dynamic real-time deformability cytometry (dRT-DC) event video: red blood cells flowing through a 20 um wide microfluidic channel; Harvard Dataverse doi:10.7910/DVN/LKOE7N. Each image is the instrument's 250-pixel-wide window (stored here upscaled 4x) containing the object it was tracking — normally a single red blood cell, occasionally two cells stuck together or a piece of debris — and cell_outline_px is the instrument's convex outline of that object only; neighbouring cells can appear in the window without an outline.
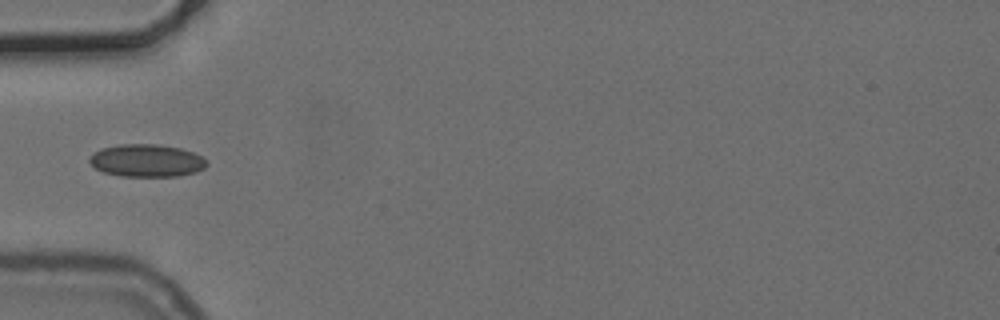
{"species": "common noctule bat (a hibernating species)", "species_latin": "Nyctalus noctula", "temperature_condition": "cold", "stored_images_in_passage": 37, "camera_frame_rate_fps": 3000, "um_per_image_px": 0.085, "animal": {"sex": "female", "body_mass_g": 24.6, "forearm_length_mm": 56.2}, "frame": {"image": 1, "passage_image": 1, "time_ms": 0.0, "image_size_px": [1000, 320], "cell_outline_px": [[208, 164], [204, 168], [196, 172], [180, 176], [120, 176], [104, 172], [96, 168], [88, 160], [92, 152], [100, 148], [120, 144], [160, 144], [180, 148], [192, 152], [200, 156]], "centroid_in_image_um": [12.44, 13.64], "position_along_channel_um": 72.6, "area_um2": 22.31}}
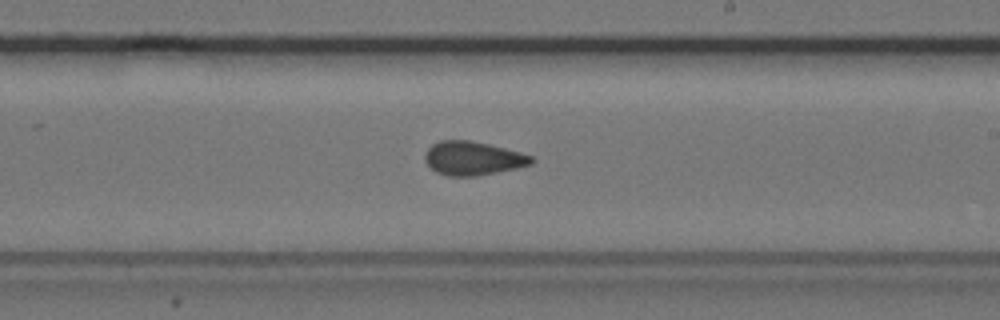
{"frame": {"image": 2, "passage_image": 15, "time_ms": 4.667, "image_size_px": [1000, 320], "cell_outline_px": [[536, 160], [532, 164], [516, 168], [476, 176], [448, 176], [436, 172], [424, 160], [424, 156], [428, 148], [432, 144], [440, 140], [468, 140], [488, 144], [520, 152], [532, 156]], "centroid_in_image_um": [40.19, 13.45], "position_along_channel_um": 248.8, "area_um2": 20.87}}
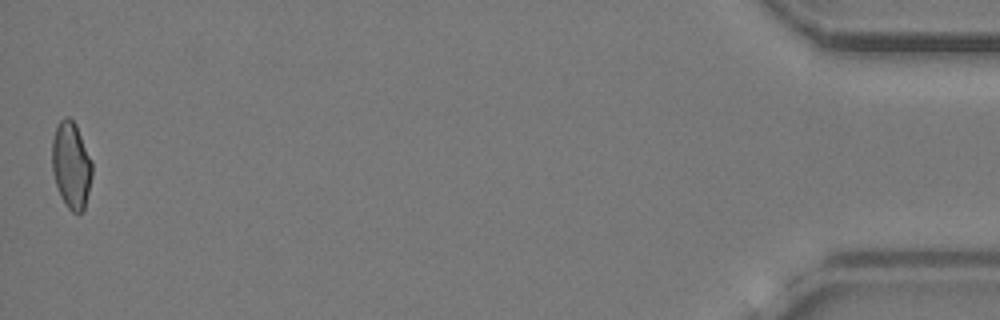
{"frame": {"image": 3, "passage_image": 37, "time_ms": 12.0, "image_size_px": [1000, 320], "cell_outline_px": [[92, 176], [84, 208], [80, 216], [72, 212], [68, 208], [60, 196], [52, 172], [52, 140], [56, 128], [60, 120], [64, 116], [68, 116], [76, 124], [92, 160]], "centroid_in_image_um": [6.05, 14.05], "position_along_channel_um": 429.1, "area_um2": 20.4}, "authors_computed_cell_mechanics": {"area_um2": 20.8658, "velocity_mm_per_s": 3.7605, "shape_relaxation_time_tau1_ms": null, "shape_relaxation_time_tau2_ms": 1.5282, "deformation_change_tau1": null, "deformation_change_tau2": 0.0557}}